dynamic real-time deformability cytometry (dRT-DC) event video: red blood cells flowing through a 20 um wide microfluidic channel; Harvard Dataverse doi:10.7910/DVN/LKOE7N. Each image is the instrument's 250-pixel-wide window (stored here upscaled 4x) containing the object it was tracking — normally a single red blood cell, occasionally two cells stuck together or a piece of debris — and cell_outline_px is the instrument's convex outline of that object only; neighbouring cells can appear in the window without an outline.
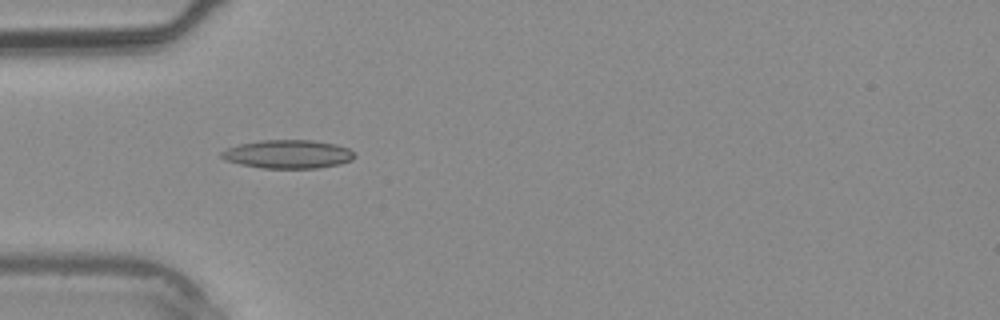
{"species": "common noctule bat (a hibernating species)", "species_latin": "Nyctalus noctula", "temperature_condition": "warm", "stored_images_in_passage": 4, "camera_frame_rate_fps": 3000, "um_per_image_px": 0.085, "animal": {"sex": "male", "body_mass_g": 20.4}, "frame": {"image": 1, "passage_image": 3, "time_ms": 2.333, "image_size_px": [1000, 320], "cell_outline_px": [[356, 156], [352, 160], [340, 164], [316, 168], [260, 168], [240, 164], [224, 160], [220, 156], [220, 152], [228, 148], [240, 144], [260, 140], [312, 140], [336, 144], [348, 148]], "centroid_in_image_um": [24.47, 13.1], "position_along_channel_um": 60.5, "area_um2": 22.14}}